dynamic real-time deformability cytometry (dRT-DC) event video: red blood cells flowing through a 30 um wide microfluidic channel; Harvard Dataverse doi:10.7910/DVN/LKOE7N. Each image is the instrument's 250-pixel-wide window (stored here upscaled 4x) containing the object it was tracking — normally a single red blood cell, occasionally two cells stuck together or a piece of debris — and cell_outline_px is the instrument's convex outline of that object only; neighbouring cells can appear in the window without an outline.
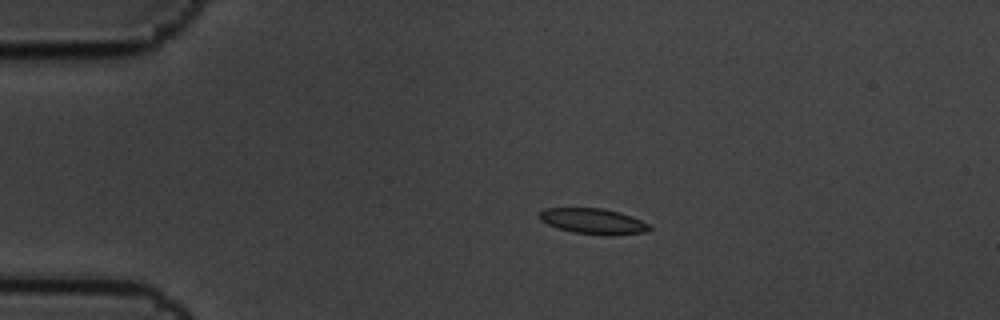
{"species": "common noctule bat (a hibernating species)", "species_latin": "Nyctalus noctula", "temperature_condition": "cold", "stored_images_in_passage": 5, "camera_frame_rate_fps": 3000, "um_per_image_px": 0.085, "animal": {"sex": "male", "body_mass_g": 19.5, "forearm_length_mm": 54.6}, "frame": {"image": 1, "passage_image": 3, "time_ms": 0.667, "image_size_px": [1000, 320], "cell_outline_px": [[652, 228], [648, 232], [608, 236], [572, 232], [548, 224], [540, 220], [536, 216], [544, 208], [604, 208], [620, 212], [632, 216], [648, 224]], "centroid_in_image_um": [50.43, 18.8], "position_along_channel_um": 34.6, "area_um2": 16.59}}
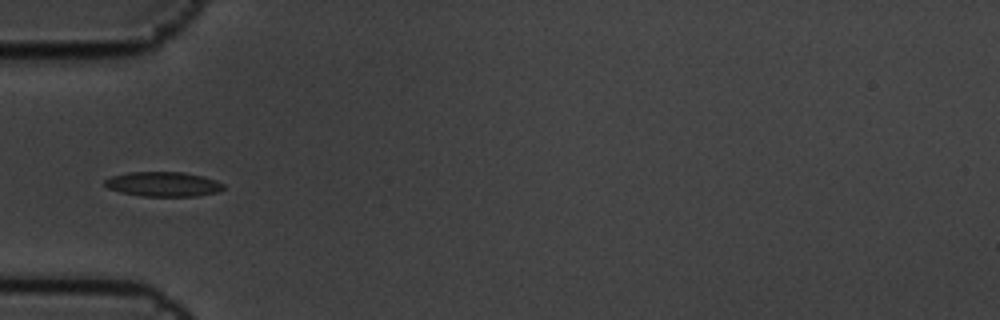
{"frame": {"image": 2, "passage_image": 5, "time_ms": 1.333, "image_size_px": [1000, 320], "cell_outline_px": [[224, 188], [220, 192], [196, 196], [140, 196], [120, 192], [108, 188], [104, 184], [104, 180], [112, 176], [128, 172], [184, 172], [204, 176], [216, 180], [224, 184]], "centroid_in_image_um": [13.9, 15.65], "position_along_channel_um": 71.1, "area_um2": 17.22}}